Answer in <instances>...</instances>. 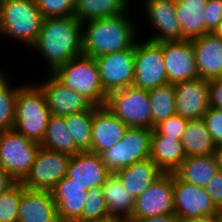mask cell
<instances>
[{
    "instance_id": "1",
    "label": "cell",
    "mask_w": 222,
    "mask_h": 222,
    "mask_svg": "<svg viewBox=\"0 0 222 222\" xmlns=\"http://www.w3.org/2000/svg\"><path fill=\"white\" fill-rule=\"evenodd\" d=\"M48 62L49 73L82 54V23L76 16L45 18L31 46Z\"/></svg>"
},
{
    "instance_id": "2",
    "label": "cell",
    "mask_w": 222,
    "mask_h": 222,
    "mask_svg": "<svg viewBox=\"0 0 222 222\" xmlns=\"http://www.w3.org/2000/svg\"><path fill=\"white\" fill-rule=\"evenodd\" d=\"M123 14L82 23V54L96 58L131 49L138 40L136 24Z\"/></svg>"
},
{
    "instance_id": "3",
    "label": "cell",
    "mask_w": 222,
    "mask_h": 222,
    "mask_svg": "<svg viewBox=\"0 0 222 222\" xmlns=\"http://www.w3.org/2000/svg\"><path fill=\"white\" fill-rule=\"evenodd\" d=\"M43 16L35 0H0V34L31 47L40 33Z\"/></svg>"
},
{
    "instance_id": "4",
    "label": "cell",
    "mask_w": 222,
    "mask_h": 222,
    "mask_svg": "<svg viewBox=\"0 0 222 222\" xmlns=\"http://www.w3.org/2000/svg\"><path fill=\"white\" fill-rule=\"evenodd\" d=\"M51 116L41 88L35 84L18 86L14 129L26 138L41 143Z\"/></svg>"
},
{
    "instance_id": "5",
    "label": "cell",
    "mask_w": 222,
    "mask_h": 222,
    "mask_svg": "<svg viewBox=\"0 0 222 222\" xmlns=\"http://www.w3.org/2000/svg\"><path fill=\"white\" fill-rule=\"evenodd\" d=\"M53 74L67 87L86 96L96 106H105L107 94L101 84L95 58L81 54L59 67Z\"/></svg>"
},
{
    "instance_id": "6",
    "label": "cell",
    "mask_w": 222,
    "mask_h": 222,
    "mask_svg": "<svg viewBox=\"0 0 222 222\" xmlns=\"http://www.w3.org/2000/svg\"><path fill=\"white\" fill-rule=\"evenodd\" d=\"M40 143L26 138L14 128L0 132V167L16 182L29 174Z\"/></svg>"
},
{
    "instance_id": "7",
    "label": "cell",
    "mask_w": 222,
    "mask_h": 222,
    "mask_svg": "<svg viewBox=\"0 0 222 222\" xmlns=\"http://www.w3.org/2000/svg\"><path fill=\"white\" fill-rule=\"evenodd\" d=\"M105 107L125 125L152 129V114L148 90L134 86L107 95Z\"/></svg>"
},
{
    "instance_id": "8",
    "label": "cell",
    "mask_w": 222,
    "mask_h": 222,
    "mask_svg": "<svg viewBox=\"0 0 222 222\" xmlns=\"http://www.w3.org/2000/svg\"><path fill=\"white\" fill-rule=\"evenodd\" d=\"M151 136L152 129L129 127L121 141L100 154L106 168L115 173L150 158Z\"/></svg>"
},
{
    "instance_id": "9",
    "label": "cell",
    "mask_w": 222,
    "mask_h": 222,
    "mask_svg": "<svg viewBox=\"0 0 222 222\" xmlns=\"http://www.w3.org/2000/svg\"><path fill=\"white\" fill-rule=\"evenodd\" d=\"M162 48L149 40L135 44V73L132 86L150 90L168 84Z\"/></svg>"
},
{
    "instance_id": "10",
    "label": "cell",
    "mask_w": 222,
    "mask_h": 222,
    "mask_svg": "<svg viewBox=\"0 0 222 222\" xmlns=\"http://www.w3.org/2000/svg\"><path fill=\"white\" fill-rule=\"evenodd\" d=\"M71 156L40 147L22 184L31 190L51 191L67 175Z\"/></svg>"
},
{
    "instance_id": "11",
    "label": "cell",
    "mask_w": 222,
    "mask_h": 222,
    "mask_svg": "<svg viewBox=\"0 0 222 222\" xmlns=\"http://www.w3.org/2000/svg\"><path fill=\"white\" fill-rule=\"evenodd\" d=\"M104 92L132 86L135 73V46L121 52L103 54L95 58Z\"/></svg>"
},
{
    "instance_id": "12",
    "label": "cell",
    "mask_w": 222,
    "mask_h": 222,
    "mask_svg": "<svg viewBox=\"0 0 222 222\" xmlns=\"http://www.w3.org/2000/svg\"><path fill=\"white\" fill-rule=\"evenodd\" d=\"M174 214L173 173H164L135 198L131 219Z\"/></svg>"
},
{
    "instance_id": "13",
    "label": "cell",
    "mask_w": 222,
    "mask_h": 222,
    "mask_svg": "<svg viewBox=\"0 0 222 222\" xmlns=\"http://www.w3.org/2000/svg\"><path fill=\"white\" fill-rule=\"evenodd\" d=\"M174 214L180 221L219 213L204 187L182 181L173 173Z\"/></svg>"
},
{
    "instance_id": "14",
    "label": "cell",
    "mask_w": 222,
    "mask_h": 222,
    "mask_svg": "<svg viewBox=\"0 0 222 222\" xmlns=\"http://www.w3.org/2000/svg\"><path fill=\"white\" fill-rule=\"evenodd\" d=\"M168 82L175 84L199 78L191 40L161 41Z\"/></svg>"
},
{
    "instance_id": "15",
    "label": "cell",
    "mask_w": 222,
    "mask_h": 222,
    "mask_svg": "<svg viewBox=\"0 0 222 222\" xmlns=\"http://www.w3.org/2000/svg\"><path fill=\"white\" fill-rule=\"evenodd\" d=\"M47 79L37 85L44 93L51 115L64 117L92 110L96 106L86 96L63 84L53 73H49Z\"/></svg>"
},
{
    "instance_id": "16",
    "label": "cell",
    "mask_w": 222,
    "mask_h": 222,
    "mask_svg": "<svg viewBox=\"0 0 222 222\" xmlns=\"http://www.w3.org/2000/svg\"><path fill=\"white\" fill-rule=\"evenodd\" d=\"M151 28L158 33L149 35L151 42L181 40V25L176 15V0H143ZM151 36V37H150Z\"/></svg>"
},
{
    "instance_id": "17",
    "label": "cell",
    "mask_w": 222,
    "mask_h": 222,
    "mask_svg": "<svg viewBox=\"0 0 222 222\" xmlns=\"http://www.w3.org/2000/svg\"><path fill=\"white\" fill-rule=\"evenodd\" d=\"M176 114L187 120L203 118L209 105L208 80L196 78L174 84Z\"/></svg>"
},
{
    "instance_id": "18",
    "label": "cell",
    "mask_w": 222,
    "mask_h": 222,
    "mask_svg": "<svg viewBox=\"0 0 222 222\" xmlns=\"http://www.w3.org/2000/svg\"><path fill=\"white\" fill-rule=\"evenodd\" d=\"M110 175L99 154L85 151L71 156L66 176L90 190L102 186Z\"/></svg>"
},
{
    "instance_id": "19",
    "label": "cell",
    "mask_w": 222,
    "mask_h": 222,
    "mask_svg": "<svg viewBox=\"0 0 222 222\" xmlns=\"http://www.w3.org/2000/svg\"><path fill=\"white\" fill-rule=\"evenodd\" d=\"M129 127L105 106L93 112L91 152L101 154L117 144Z\"/></svg>"
},
{
    "instance_id": "20",
    "label": "cell",
    "mask_w": 222,
    "mask_h": 222,
    "mask_svg": "<svg viewBox=\"0 0 222 222\" xmlns=\"http://www.w3.org/2000/svg\"><path fill=\"white\" fill-rule=\"evenodd\" d=\"M88 190L67 176L51 190L60 222H76L82 214Z\"/></svg>"
},
{
    "instance_id": "21",
    "label": "cell",
    "mask_w": 222,
    "mask_h": 222,
    "mask_svg": "<svg viewBox=\"0 0 222 222\" xmlns=\"http://www.w3.org/2000/svg\"><path fill=\"white\" fill-rule=\"evenodd\" d=\"M199 77L211 80L222 76V39L214 33L191 39Z\"/></svg>"
},
{
    "instance_id": "22",
    "label": "cell",
    "mask_w": 222,
    "mask_h": 222,
    "mask_svg": "<svg viewBox=\"0 0 222 222\" xmlns=\"http://www.w3.org/2000/svg\"><path fill=\"white\" fill-rule=\"evenodd\" d=\"M18 222H60L51 191L23 190Z\"/></svg>"
},
{
    "instance_id": "23",
    "label": "cell",
    "mask_w": 222,
    "mask_h": 222,
    "mask_svg": "<svg viewBox=\"0 0 222 222\" xmlns=\"http://www.w3.org/2000/svg\"><path fill=\"white\" fill-rule=\"evenodd\" d=\"M124 188L137 198L142 194L154 181H156L164 172L151 159L135 162L134 164L119 169L115 172Z\"/></svg>"
},
{
    "instance_id": "24",
    "label": "cell",
    "mask_w": 222,
    "mask_h": 222,
    "mask_svg": "<svg viewBox=\"0 0 222 222\" xmlns=\"http://www.w3.org/2000/svg\"><path fill=\"white\" fill-rule=\"evenodd\" d=\"M207 0H176V15L181 25V40H191L206 34Z\"/></svg>"
},
{
    "instance_id": "25",
    "label": "cell",
    "mask_w": 222,
    "mask_h": 222,
    "mask_svg": "<svg viewBox=\"0 0 222 222\" xmlns=\"http://www.w3.org/2000/svg\"><path fill=\"white\" fill-rule=\"evenodd\" d=\"M150 158L164 173H173L186 158L181 140L152 135Z\"/></svg>"
},
{
    "instance_id": "26",
    "label": "cell",
    "mask_w": 222,
    "mask_h": 222,
    "mask_svg": "<svg viewBox=\"0 0 222 222\" xmlns=\"http://www.w3.org/2000/svg\"><path fill=\"white\" fill-rule=\"evenodd\" d=\"M218 172L219 167L212 154L186 157L173 173L184 182L205 187Z\"/></svg>"
},
{
    "instance_id": "27",
    "label": "cell",
    "mask_w": 222,
    "mask_h": 222,
    "mask_svg": "<svg viewBox=\"0 0 222 222\" xmlns=\"http://www.w3.org/2000/svg\"><path fill=\"white\" fill-rule=\"evenodd\" d=\"M102 187L110 216L129 221L134 208V196L124 188L115 173H111Z\"/></svg>"
},
{
    "instance_id": "28",
    "label": "cell",
    "mask_w": 222,
    "mask_h": 222,
    "mask_svg": "<svg viewBox=\"0 0 222 222\" xmlns=\"http://www.w3.org/2000/svg\"><path fill=\"white\" fill-rule=\"evenodd\" d=\"M129 7L128 0H75L74 16L85 23L128 13Z\"/></svg>"
},
{
    "instance_id": "29",
    "label": "cell",
    "mask_w": 222,
    "mask_h": 222,
    "mask_svg": "<svg viewBox=\"0 0 222 222\" xmlns=\"http://www.w3.org/2000/svg\"><path fill=\"white\" fill-rule=\"evenodd\" d=\"M181 142L186 157L214 154L215 144L203 118L188 120Z\"/></svg>"
},
{
    "instance_id": "30",
    "label": "cell",
    "mask_w": 222,
    "mask_h": 222,
    "mask_svg": "<svg viewBox=\"0 0 222 222\" xmlns=\"http://www.w3.org/2000/svg\"><path fill=\"white\" fill-rule=\"evenodd\" d=\"M41 147L51 151L62 152L70 156L79 153L64 117L51 115Z\"/></svg>"
},
{
    "instance_id": "31",
    "label": "cell",
    "mask_w": 222,
    "mask_h": 222,
    "mask_svg": "<svg viewBox=\"0 0 222 222\" xmlns=\"http://www.w3.org/2000/svg\"><path fill=\"white\" fill-rule=\"evenodd\" d=\"M152 114V129L159 122L176 114V98L174 84L148 90Z\"/></svg>"
},
{
    "instance_id": "32",
    "label": "cell",
    "mask_w": 222,
    "mask_h": 222,
    "mask_svg": "<svg viewBox=\"0 0 222 222\" xmlns=\"http://www.w3.org/2000/svg\"><path fill=\"white\" fill-rule=\"evenodd\" d=\"M98 107L99 106H95L89 111L64 116L66 125L73 137L75 147L80 152L91 151L93 112Z\"/></svg>"
},
{
    "instance_id": "33",
    "label": "cell",
    "mask_w": 222,
    "mask_h": 222,
    "mask_svg": "<svg viewBox=\"0 0 222 222\" xmlns=\"http://www.w3.org/2000/svg\"><path fill=\"white\" fill-rule=\"evenodd\" d=\"M3 72L0 69V132L14 128L18 92V87Z\"/></svg>"
},
{
    "instance_id": "34",
    "label": "cell",
    "mask_w": 222,
    "mask_h": 222,
    "mask_svg": "<svg viewBox=\"0 0 222 222\" xmlns=\"http://www.w3.org/2000/svg\"><path fill=\"white\" fill-rule=\"evenodd\" d=\"M25 188L22 182H15L0 193V222H18L19 204Z\"/></svg>"
},
{
    "instance_id": "35",
    "label": "cell",
    "mask_w": 222,
    "mask_h": 222,
    "mask_svg": "<svg viewBox=\"0 0 222 222\" xmlns=\"http://www.w3.org/2000/svg\"><path fill=\"white\" fill-rule=\"evenodd\" d=\"M110 216L105 202L103 187L88 190L81 217L76 222L102 219Z\"/></svg>"
},
{
    "instance_id": "36",
    "label": "cell",
    "mask_w": 222,
    "mask_h": 222,
    "mask_svg": "<svg viewBox=\"0 0 222 222\" xmlns=\"http://www.w3.org/2000/svg\"><path fill=\"white\" fill-rule=\"evenodd\" d=\"M43 18L74 15L75 0H35Z\"/></svg>"
},
{
    "instance_id": "37",
    "label": "cell",
    "mask_w": 222,
    "mask_h": 222,
    "mask_svg": "<svg viewBox=\"0 0 222 222\" xmlns=\"http://www.w3.org/2000/svg\"><path fill=\"white\" fill-rule=\"evenodd\" d=\"M187 124V119L175 114L156 124L152 129V135H163L181 140Z\"/></svg>"
},
{
    "instance_id": "38",
    "label": "cell",
    "mask_w": 222,
    "mask_h": 222,
    "mask_svg": "<svg viewBox=\"0 0 222 222\" xmlns=\"http://www.w3.org/2000/svg\"><path fill=\"white\" fill-rule=\"evenodd\" d=\"M203 119L215 146L222 144V109L209 107Z\"/></svg>"
},
{
    "instance_id": "39",
    "label": "cell",
    "mask_w": 222,
    "mask_h": 222,
    "mask_svg": "<svg viewBox=\"0 0 222 222\" xmlns=\"http://www.w3.org/2000/svg\"><path fill=\"white\" fill-rule=\"evenodd\" d=\"M202 13L206 18V34L214 33L222 23V0H207L206 9Z\"/></svg>"
},
{
    "instance_id": "40",
    "label": "cell",
    "mask_w": 222,
    "mask_h": 222,
    "mask_svg": "<svg viewBox=\"0 0 222 222\" xmlns=\"http://www.w3.org/2000/svg\"><path fill=\"white\" fill-rule=\"evenodd\" d=\"M204 188L215 206L219 210L222 209V172L219 171L214 175Z\"/></svg>"
},
{
    "instance_id": "41",
    "label": "cell",
    "mask_w": 222,
    "mask_h": 222,
    "mask_svg": "<svg viewBox=\"0 0 222 222\" xmlns=\"http://www.w3.org/2000/svg\"><path fill=\"white\" fill-rule=\"evenodd\" d=\"M209 105L216 109H222V76L208 80Z\"/></svg>"
},
{
    "instance_id": "42",
    "label": "cell",
    "mask_w": 222,
    "mask_h": 222,
    "mask_svg": "<svg viewBox=\"0 0 222 222\" xmlns=\"http://www.w3.org/2000/svg\"><path fill=\"white\" fill-rule=\"evenodd\" d=\"M128 222H181L175 214L160 215L143 219H130Z\"/></svg>"
},
{
    "instance_id": "43",
    "label": "cell",
    "mask_w": 222,
    "mask_h": 222,
    "mask_svg": "<svg viewBox=\"0 0 222 222\" xmlns=\"http://www.w3.org/2000/svg\"><path fill=\"white\" fill-rule=\"evenodd\" d=\"M16 181L0 167V193L6 191Z\"/></svg>"
},
{
    "instance_id": "44",
    "label": "cell",
    "mask_w": 222,
    "mask_h": 222,
    "mask_svg": "<svg viewBox=\"0 0 222 222\" xmlns=\"http://www.w3.org/2000/svg\"><path fill=\"white\" fill-rule=\"evenodd\" d=\"M181 222H220V220H219V213H216L208 216L183 220Z\"/></svg>"
},
{
    "instance_id": "45",
    "label": "cell",
    "mask_w": 222,
    "mask_h": 222,
    "mask_svg": "<svg viewBox=\"0 0 222 222\" xmlns=\"http://www.w3.org/2000/svg\"><path fill=\"white\" fill-rule=\"evenodd\" d=\"M214 157L219 167V171L222 172V144L216 145L214 149Z\"/></svg>"
},
{
    "instance_id": "46",
    "label": "cell",
    "mask_w": 222,
    "mask_h": 222,
    "mask_svg": "<svg viewBox=\"0 0 222 222\" xmlns=\"http://www.w3.org/2000/svg\"><path fill=\"white\" fill-rule=\"evenodd\" d=\"M85 222H128V221L117 218V217L108 216L106 218L89 220V221H85Z\"/></svg>"
},
{
    "instance_id": "47",
    "label": "cell",
    "mask_w": 222,
    "mask_h": 222,
    "mask_svg": "<svg viewBox=\"0 0 222 222\" xmlns=\"http://www.w3.org/2000/svg\"><path fill=\"white\" fill-rule=\"evenodd\" d=\"M214 34L222 39V23L214 31Z\"/></svg>"
},
{
    "instance_id": "48",
    "label": "cell",
    "mask_w": 222,
    "mask_h": 222,
    "mask_svg": "<svg viewBox=\"0 0 222 222\" xmlns=\"http://www.w3.org/2000/svg\"><path fill=\"white\" fill-rule=\"evenodd\" d=\"M219 220L222 222V209L219 210Z\"/></svg>"
}]
</instances>
